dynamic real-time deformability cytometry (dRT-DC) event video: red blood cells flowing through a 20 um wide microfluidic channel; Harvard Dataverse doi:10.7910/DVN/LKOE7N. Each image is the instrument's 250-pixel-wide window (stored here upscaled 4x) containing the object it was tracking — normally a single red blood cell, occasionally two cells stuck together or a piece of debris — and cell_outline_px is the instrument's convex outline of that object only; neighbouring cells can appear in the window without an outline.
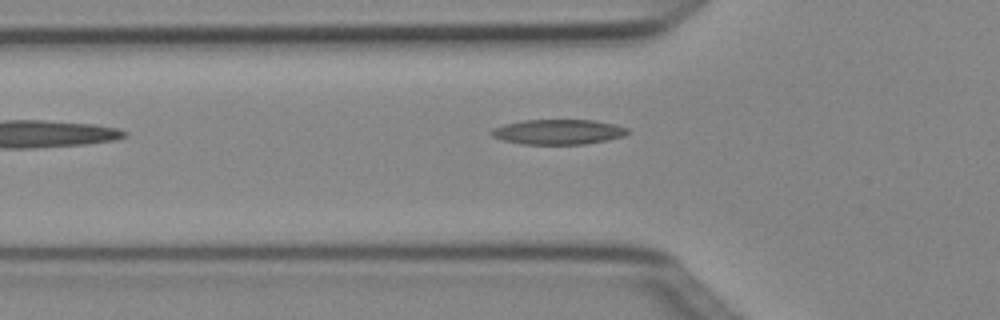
{"species": "Egyptian fruit bat (a non-hibernating species)", "species_latin": "Rousettus aegyptiacus", "temperature_condition": "cold", "stored_images_in_passage": 5, "camera_frame_rate_fps": 3000, "um_per_image_px": 0.085, "animal": {"sex": "female"}, "frame": {"image": 1, "passage_image": 4, "time_ms": 1.0, "image_size_px": [1000, 320], "cell_outline_px": [[628, 132], [624, 136], [608, 140], [584, 144], [520, 144], [504, 140], [492, 136], [488, 132], [492, 128], [504, 124], [524, 120], [592, 120], [616, 124], [628, 128]], "centroid_in_image_um": [47.44, 11.21], "position_along_channel_um": 78.4, "area_um2": 19.94}}
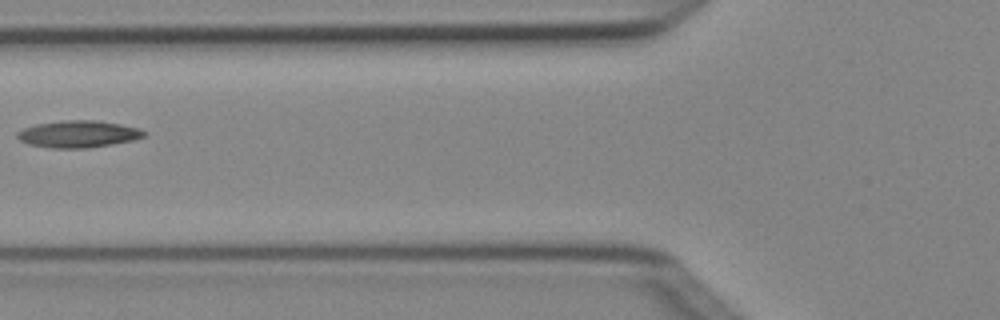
{"frame": {"image": 2, "passage_image": 5, "time_ms": 1.333, "image_size_px": [1000, 320], "cell_outline_px": [[148, 136], [132, 140], [112, 144], [88, 148], [52, 148], [28, 144], [20, 140], [16, 136], [16, 132], [24, 128], [36, 124], [64, 120], [96, 120], [120, 124], [140, 128], [148, 132]], "centroid_in_image_um": [6.69, 11.39], "position_along_channel_um": 119.1, "area_um2": 20.06}}